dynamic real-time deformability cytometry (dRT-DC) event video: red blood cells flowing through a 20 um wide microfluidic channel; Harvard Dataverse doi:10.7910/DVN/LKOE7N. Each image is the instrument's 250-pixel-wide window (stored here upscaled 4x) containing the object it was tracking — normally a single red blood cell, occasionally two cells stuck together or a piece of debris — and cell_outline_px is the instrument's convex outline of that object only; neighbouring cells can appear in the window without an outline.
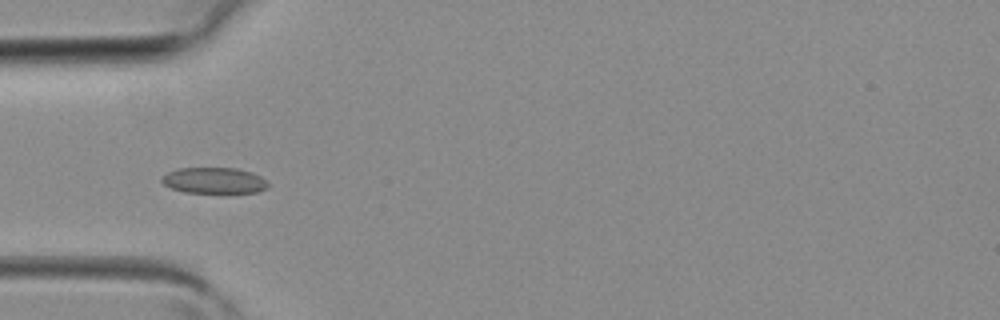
{"species": "common noctule bat (a hibernating species)", "species_latin": "Nyctalus noctula", "temperature_condition": "room temperature", "stored_images_in_passage": 2, "camera_frame_rate_fps": 3000, "um_per_image_px": 0.085, "animal": {"sex": "female", "body_mass_g": 19.3, "forearm_length_mm": 54.1}, "frame": {"image": 1, "passage_image": 2, "time_ms": 0.333, "image_size_px": [1000, 320], "cell_outline_px": [[268, 188], [260, 192], [232, 196], [184, 192], [172, 188], [164, 184], [160, 180], [160, 176], [168, 172], [180, 168], [236, 168], [252, 172], [260, 176], [268, 184]], "centroid_in_image_um": [18.25, 15.4], "position_along_channel_um": 66.8, "area_um2": 17.11}}